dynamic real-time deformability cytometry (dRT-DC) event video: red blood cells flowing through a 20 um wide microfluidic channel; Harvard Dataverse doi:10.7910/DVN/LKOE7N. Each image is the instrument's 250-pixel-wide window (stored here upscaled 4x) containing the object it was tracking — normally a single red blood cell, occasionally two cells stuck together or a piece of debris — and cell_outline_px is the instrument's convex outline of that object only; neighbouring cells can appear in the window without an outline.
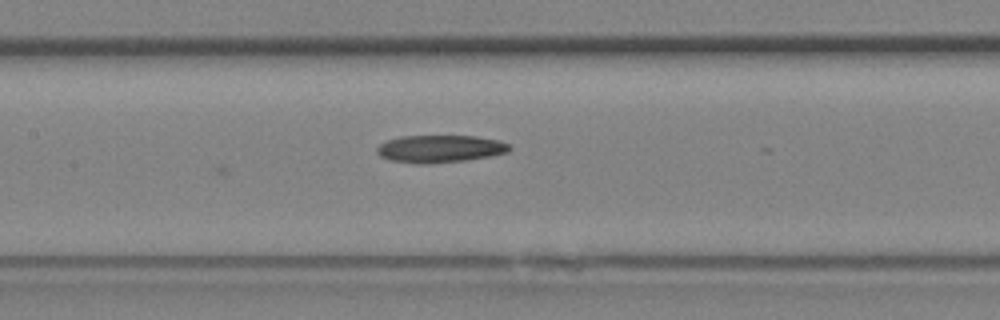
{"species": "Egyptian fruit bat (a non-hibernating species)", "species_latin": "Rousettus aegyptiacus", "temperature_condition": "room temperature", "stored_images_in_passage": 12, "camera_frame_rate_fps": 3000, "um_per_image_px": 0.085, "animal": {"sex": "female"}, "frame": {"image": 1, "passage_image": 10, "time_ms": 3.0, "image_size_px": [1000, 320], "cell_outline_px": [[512, 148], [508, 152], [468, 160], [428, 164], [416, 164], [388, 160], [380, 156], [376, 152], [376, 148], [380, 144], [388, 140], [400, 136], [476, 136], [500, 140], [508, 144]], "centroid_in_image_um": [37.38, 12.65], "position_along_channel_um": 170.0, "area_um2": 21.39}}
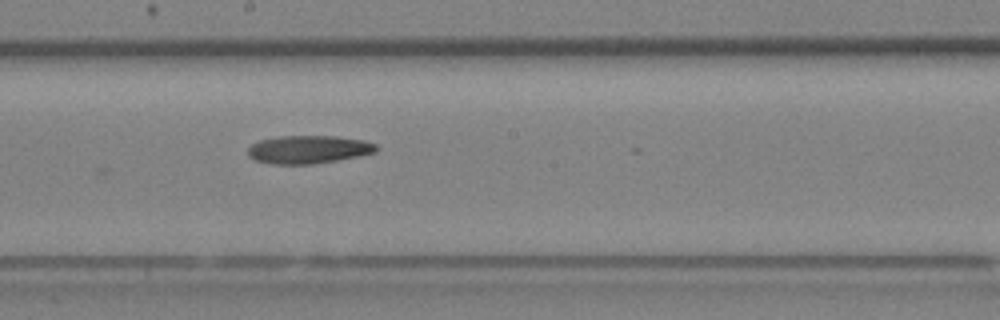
{"frame": {"image": 2, "passage_image": 12, "time_ms": 3.667, "image_size_px": [1000, 320], "cell_outline_px": [[376, 152], [360, 156], [312, 164], [272, 164], [256, 160], [248, 156], [248, 148], [252, 144], [260, 140], [280, 136], [336, 136], [364, 140], [376, 144]], "centroid_in_image_um": [26.22, 12.7], "position_along_channel_um": 222.0, "area_um2": 20.92}}